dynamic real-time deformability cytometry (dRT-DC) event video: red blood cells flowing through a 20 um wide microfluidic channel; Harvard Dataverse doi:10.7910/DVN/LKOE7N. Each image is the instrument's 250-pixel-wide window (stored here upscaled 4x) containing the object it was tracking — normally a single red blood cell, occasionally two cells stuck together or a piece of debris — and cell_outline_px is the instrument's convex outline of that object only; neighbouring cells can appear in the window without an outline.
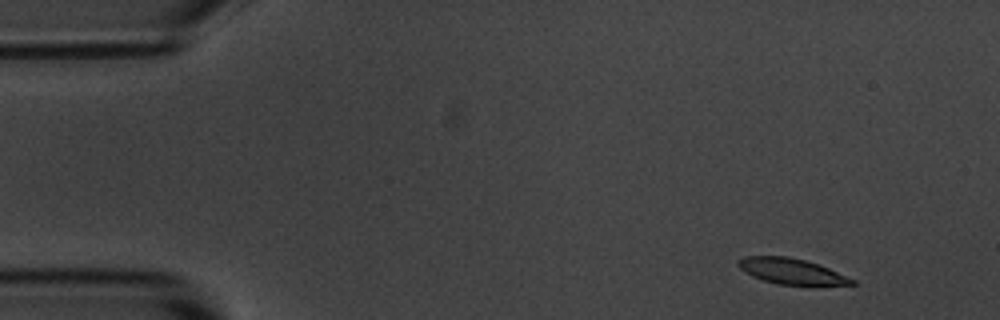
{"species": "common noctule bat (a hibernating species)", "species_latin": "Nyctalus noctula", "temperature_condition": "room temperature", "stored_images_in_passage": 4, "camera_frame_rate_fps": 3000, "um_per_image_px": 0.085, "animal": {"sex": "male", "body_mass_g": 20.1, "forearm_length_mm": 53.5}, "frame": {"image": 1, "passage_image": 1, "time_ms": 0.0, "image_size_px": [1000, 320], "cell_outline_px": [[856, 284], [812, 288], [776, 284], [752, 276], [744, 272], [736, 264], [736, 260], [744, 256], [788, 256], [804, 260], [828, 268], [856, 280]], "centroid_in_image_um": [67.32, 23.11], "position_along_channel_um": 17.7, "area_um2": 17.86}}
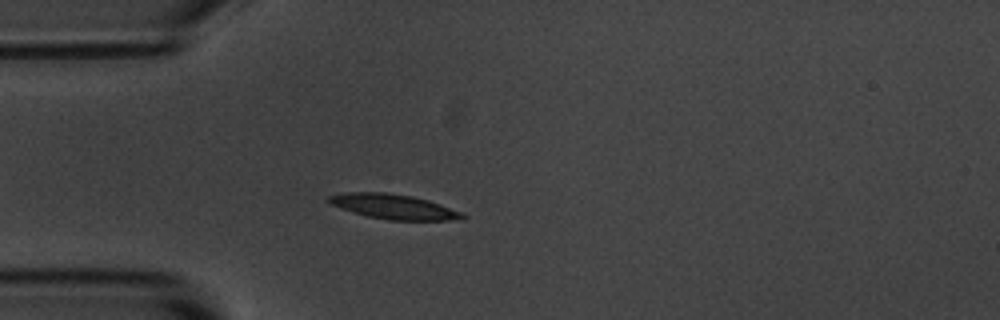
{"frame": {"image": 2, "passage_image": 3, "time_ms": 3.333, "image_size_px": [1000, 320], "cell_outline_px": [[468, 216], [448, 220], [388, 220], [368, 216], [332, 204], [324, 200], [328, 196], [344, 192], [388, 192], [412, 196], [428, 200], [440, 204], [460, 212]], "centroid_in_image_um": [33.42, 17.54], "position_along_channel_um": 51.6, "area_um2": 19.02}}